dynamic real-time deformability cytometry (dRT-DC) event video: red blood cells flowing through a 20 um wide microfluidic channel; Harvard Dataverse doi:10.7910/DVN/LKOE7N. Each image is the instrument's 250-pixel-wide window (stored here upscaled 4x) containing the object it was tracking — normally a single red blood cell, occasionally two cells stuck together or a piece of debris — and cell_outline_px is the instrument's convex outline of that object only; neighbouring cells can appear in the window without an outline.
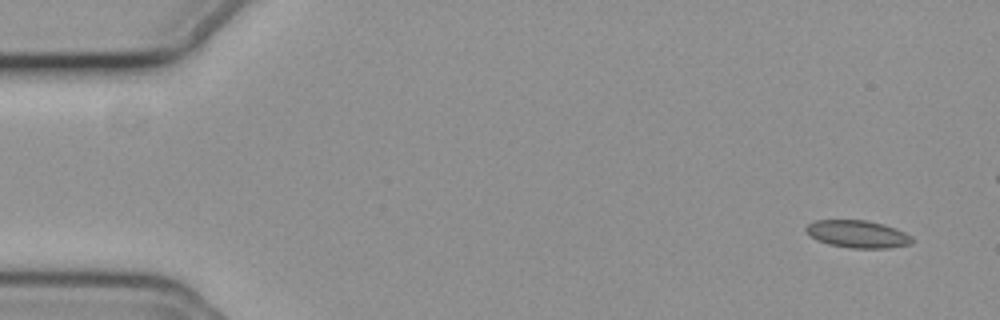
{"species": "common noctule bat (a hibernating species)", "species_latin": "Nyctalus noctula", "temperature_condition": "cold", "stored_images_in_passage": 49, "camera_frame_rate_fps": 3000, "um_per_image_px": 0.085, "animal": {"sex": "female", "body_mass_g": 19.3, "forearm_length_mm": 54.1}, "frame": {"image": 1, "passage_image": 1, "time_ms": 0.0, "image_size_px": [1000, 320], "cell_outline_px": [[912, 244], [888, 248], [848, 248], [828, 244], [816, 240], [804, 228], [808, 224], [816, 220], [864, 220], [884, 224], [896, 228], [912, 236]], "centroid_in_image_um": [72.91, 19.9], "position_along_channel_um": 12.1, "area_um2": 16.99}}
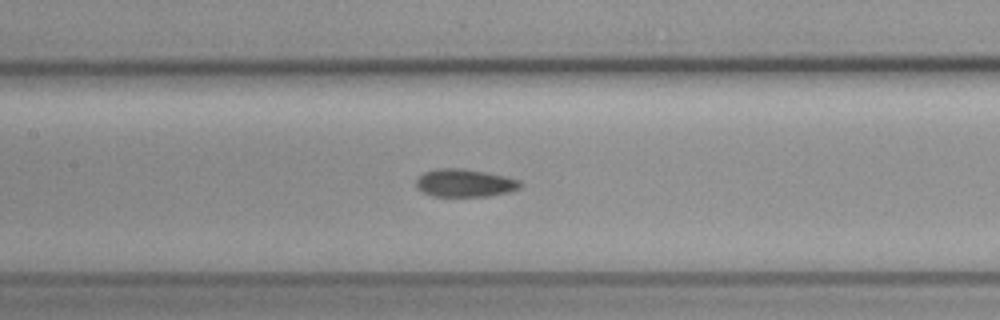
{"frame": {"image": 2, "passage_image": 24, "time_ms": 7.667, "image_size_px": [1000, 320], "cell_outline_px": [[520, 188], [508, 192], [488, 196], [432, 196], [416, 188], [416, 180], [424, 172], [440, 168], [460, 168], [508, 176], [520, 180]], "centroid_in_image_um": [39.51, 15.55], "position_along_channel_um": 167.9, "area_um2": 16.82}}
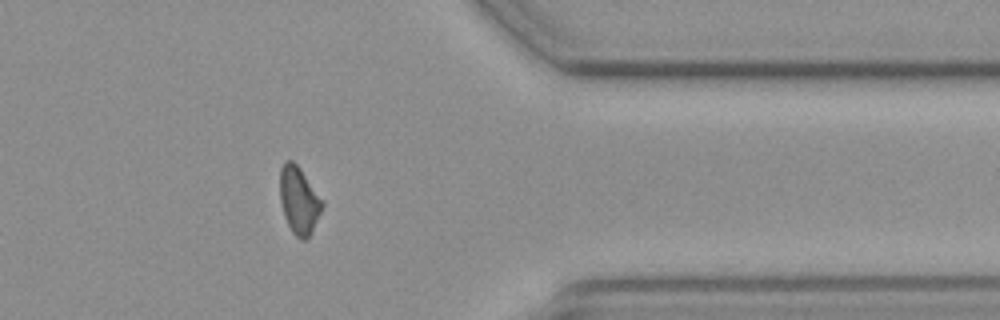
{"frame": {"image": 3, "passage_image": 43, "time_ms": 14.0, "image_size_px": [1000, 320], "cell_outline_px": [[324, 204], [308, 240], [300, 240], [292, 232], [284, 216], [280, 200], [280, 168], [284, 160], [292, 160], [300, 168], [324, 200]], "centroid_in_image_um": [25.42, 17.02], "position_along_channel_um": 386.0, "area_um2": 16.76}}